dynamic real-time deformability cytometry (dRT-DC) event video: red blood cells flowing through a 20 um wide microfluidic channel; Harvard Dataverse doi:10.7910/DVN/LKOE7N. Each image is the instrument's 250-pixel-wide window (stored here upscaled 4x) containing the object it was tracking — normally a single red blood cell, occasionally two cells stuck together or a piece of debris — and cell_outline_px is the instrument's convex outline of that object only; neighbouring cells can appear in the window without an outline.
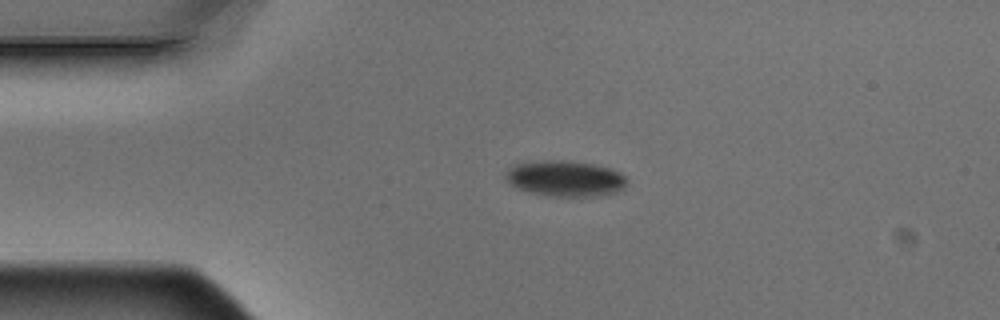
{"species": "Egyptian fruit bat (a non-hibernating species)", "species_latin": "Rousettus aegyptiacus", "temperature_condition": "warm", "stored_images_in_passage": 6, "camera_frame_rate_fps": 3000, "um_per_image_px": 0.085, "animal": {"sex": "male"}, "frame": {"image": 1, "passage_image": 3, "time_ms": 0.667, "image_size_px": [1000, 320], "cell_outline_px": [[628, 184], [624, 188], [616, 192], [604, 196], [556, 196], [528, 192], [516, 188], [504, 176], [504, 172], [508, 168], [516, 164], [544, 160], [568, 160], [592, 164], [612, 168], [620, 172], [628, 180]], "centroid_in_image_um": [48.08, 15.17], "position_along_channel_um": 36.9, "area_um2": 25.55}}
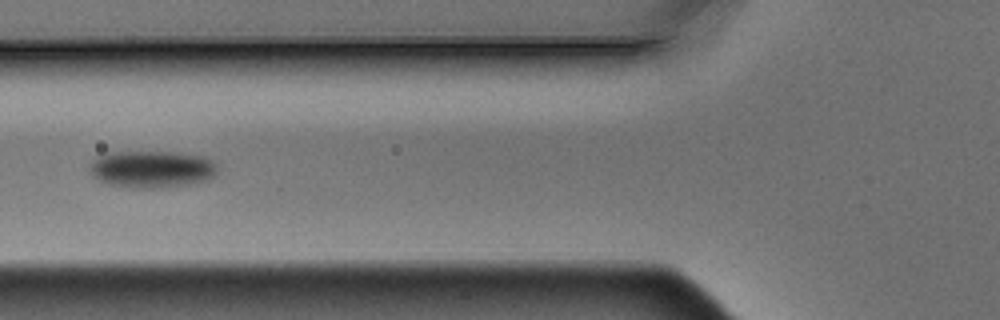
{"frame": {"image": 2, "passage_image": 5, "time_ms": 1.333, "image_size_px": [1000, 320], "cell_outline_px": [[216, 176], [192, 184], [160, 188], [128, 188], [108, 184], [92, 176], [92, 160], [108, 152], [172, 152], [204, 156], [216, 168]], "centroid_in_image_um": [12.89, 14.39], "position_along_channel_um": 112.9, "area_um2": 27.4}}
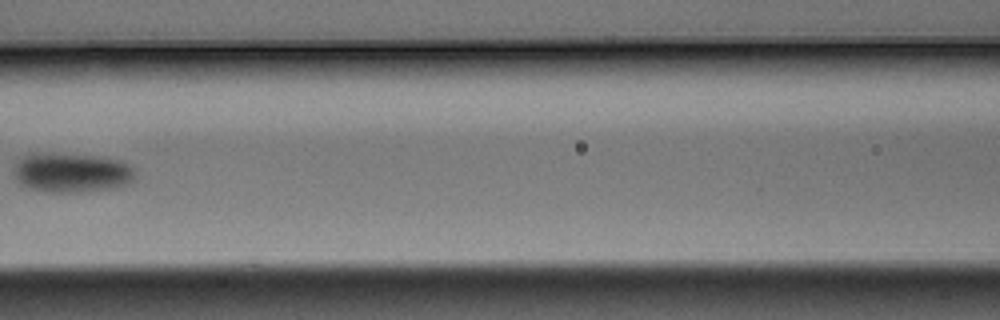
{"frame": {"image": 3, "passage_image": 6, "time_ms": 1.667, "image_size_px": [1000, 320], "cell_outline_px": [[136, 176], [128, 184], [112, 188], [80, 192], [44, 192], [28, 188], [20, 184], [16, 180], [12, 172], [16, 164], [24, 156], [32, 152], [100, 156], [124, 160], [136, 168]], "centroid_in_image_um": [6.11, 14.67], "position_along_channel_um": 160.5, "area_um2": 28.55}}